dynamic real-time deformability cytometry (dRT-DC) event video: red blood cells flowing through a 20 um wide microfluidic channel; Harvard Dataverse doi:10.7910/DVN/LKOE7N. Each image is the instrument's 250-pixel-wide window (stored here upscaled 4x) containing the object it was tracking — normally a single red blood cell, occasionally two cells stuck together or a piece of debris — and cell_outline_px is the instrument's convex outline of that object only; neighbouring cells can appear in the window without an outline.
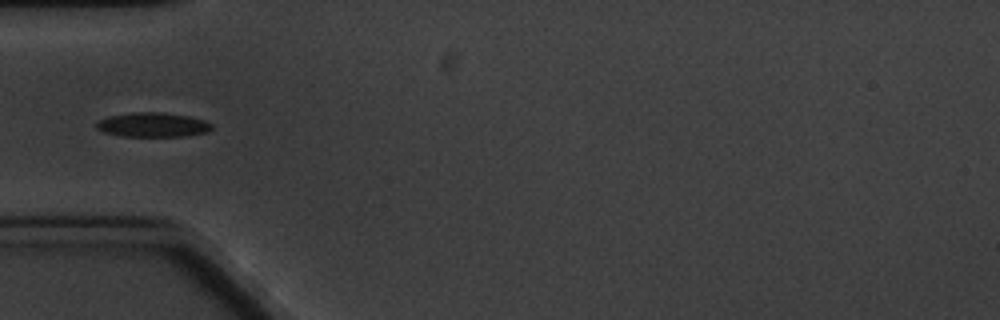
{"species": "common noctule bat (a hibernating species)", "species_latin": "Nyctalus noctula", "temperature_condition": "cold", "stored_images_in_passage": 9, "segment_of_instrument_passage": [2, 2], "camera_frame_rate_fps": 3000, "um_per_image_px": 0.085, "animal": {"sex": "male", "body_mass_g": 20.1, "forearm_length_mm": 53.5}, "frame": {"image": 1, "passage_image": 6, "time_ms": 5.667, "image_size_px": [1000, 320], "cell_outline_px": [[212, 128], [208, 132], [184, 136], [120, 136], [104, 132], [96, 128], [96, 124], [100, 120], [108, 116], [132, 112], [160, 112], [188, 116], [204, 120], [212, 124]], "centroid_in_image_um": [12.98, 10.6], "position_along_channel_um": 72.0, "area_um2": 16.36}}